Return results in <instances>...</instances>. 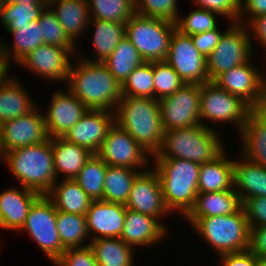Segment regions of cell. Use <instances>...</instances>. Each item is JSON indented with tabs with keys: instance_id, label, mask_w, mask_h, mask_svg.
Masks as SVG:
<instances>
[{
	"instance_id": "55",
	"label": "cell",
	"mask_w": 266,
	"mask_h": 266,
	"mask_svg": "<svg viewBox=\"0 0 266 266\" xmlns=\"http://www.w3.org/2000/svg\"><path fill=\"white\" fill-rule=\"evenodd\" d=\"M7 2L6 0H0V15H2V12L6 8Z\"/></svg>"
},
{
	"instance_id": "44",
	"label": "cell",
	"mask_w": 266,
	"mask_h": 266,
	"mask_svg": "<svg viewBox=\"0 0 266 266\" xmlns=\"http://www.w3.org/2000/svg\"><path fill=\"white\" fill-rule=\"evenodd\" d=\"M136 13L151 18H160L173 23L178 19L176 0H134Z\"/></svg>"
},
{
	"instance_id": "26",
	"label": "cell",
	"mask_w": 266,
	"mask_h": 266,
	"mask_svg": "<svg viewBox=\"0 0 266 266\" xmlns=\"http://www.w3.org/2000/svg\"><path fill=\"white\" fill-rule=\"evenodd\" d=\"M225 150L214 160L200 164L198 193L219 192L233 189L234 161L225 157Z\"/></svg>"
},
{
	"instance_id": "57",
	"label": "cell",
	"mask_w": 266,
	"mask_h": 266,
	"mask_svg": "<svg viewBox=\"0 0 266 266\" xmlns=\"http://www.w3.org/2000/svg\"><path fill=\"white\" fill-rule=\"evenodd\" d=\"M42 3H44L46 6H49L51 3H53L56 0H41Z\"/></svg>"
},
{
	"instance_id": "15",
	"label": "cell",
	"mask_w": 266,
	"mask_h": 266,
	"mask_svg": "<svg viewBox=\"0 0 266 266\" xmlns=\"http://www.w3.org/2000/svg\"><path fill=\"white\" fill-rule=\"evenodd\" d=\"M38 111L36 107L27 115L1 124L0 158L6 152L43 143L49 139L45 116Z\"/></svg>"
},
{
	"instance_id": "5",
	"label": "cell",
	"mask_w": 266,
	"mask_h": 266,
	"mask_svg": "<svg viewBox=\"0 0 266 266\" xmlns=\"http://www.w3.org/2000/svg\"><path fill=\"white\" fill-rule=\"evenodd\" d=\"M218 133L209 126L173 129L164 132L163 143L154 158H178L204 164L223 151Z\"/></svg>"
},
{
	"instance_id": "43",
	"label": "cell",
	"mask_w": 266,
	"mask_h": 266,
	"mask_svg": "<svg viewBox=\"0 0 266 266\" xmlns=\"http://www.w3.org/2000/svg\"><path fill=\"white\" fill-rule=\"evenodd\" d=\"M46 5L44 3L7 4L0 16L4 27L8 25H23L38 20Z\"/></svg>"
},
{
	"instance_id": "37",
	"label": "cell",
	"mask_w": 266,
	"mask_h": 266,
	"mask_svg": "<svg viewBox=\"0 0 266 266\" xmlns=\"http://www.w3.org/2000/svg\"><path fill=\"white\" fill-rule=\"evenodd\" d=\"M107 165L92 154L74 179L92 200H102Z\"/></svg>"
},
{
	"instance_id": "54",
	"label": "cell",
	"mask_w": 266,
	"mask_h": 266,
	"mask_svg": "<svg viewBox=\"0 0 266 266\" xmlns=\"http://www.w3.org/2000/svg\"><path fill=\"white\" fill-rule=\"evenodd\" d=\"M7 4H29V3H42L41 0H6Z\"/></svg>"
},
{
	"instance_id": "25",
	"label": "cell",
	"mask_w": 266,
	"mask_h": 266,
	"mask_svg": "<svg viewBox=\"0 0 266 266\" xmlns=\"http://www.w3.org/2000/svg\"><path fill=\"white\" fill-rule=\"evenodd\" d=\"M243 160L244 162L234 161L233 166V188L239 195L242 204L251 197H266V168L245 157Z\"/></svg>"
},
{
	"instance_id": "38",
	"label": "cell",
	"mask_w": 266,
	"mask_h": 266,
	"mask_svg": "<svg viewBox=\"0 0 266 266\" xmlns=\"http://www.w3.org/2000/svg\"><path fill=\"white\" fill-rule=\"evenodd\" d=\"M93 19L126 23L135 13L134 0H87ZM93 13H92V12Z\"/></svg>"
},
{
	"instance_id": "10",
	"label": "cell",
	"mask_w": 266,
	"mask_h": 266,
	"mask_svg": "<svg viewBox=\"0 0 266 266\" xmlns=\"http://www.w3.org/2000/svg\"><path fill=\"white\" fill-rule=\"evenodd\" d=\"M57 210L53 202L41 195L31 206L21 229L26 230L53 263L65 251L56 225Z\"/></svg>"
},
{
	"instance_id": "51",
	"label": "cell",
	"mask_w": 266,
	"mask_h": 266,
	"mask_svg": "<svg viewBox=\"0 0 266 266\" xmlns=\"http://www.w3.org/2000/svg\"><path fill=\"white\" fill-rule=\"evenodd\" d=\"M244 3H240V15H239V23L244 24L242 22L244 19L241 17L242 13L245 9V13L249 16V22L261 15L266 14V0H243ZM247 10V11H246Z\"/></svg>"
},
{
	"instance_id": "30",
	"label": "cell",
	"mask_w": 266,
	"mask_h": 266,
	"mask_svg": "<svg viewBox=\"0 0 266 266\" xmlns=\"http://www.w3.org/2000/svg\"><path fill=\"white\" fill-rule=\"evenodd\" d=\"M8 33L14 35V44L12 50L6 47L7 45L1 44V52H3L9 59L12 57L16 63H19L23 58H25L30 52L35 50L38 46L44 44L43 34L41 27H39L38 20L30 21L28 24L23 25H8L6 27ZM17 60V61H16Z\"/></svg>"
},
{
	"instance_id": "33",
	"label": "cell",
	"mask_w": 266,
	"mask_h": 266,
	"mask_svg": "<svg viewBox=\"0 0 266 266\" xmlns=\"http://www.w3.org/2000/svg\"><path fill=\"white\" fill-rule=\"evenodd\" d=\"M143 62L138 50L124 36L103 64L122 85L134 69Z\"/></svg>"
},
{
	"instance_id": "9",
	"label": "cell",
	"mask_w": 266,
	"mask_h": 266,
	"mask_svg": "<svg viewBox=\"0 0 266 266\" xmlns=\"http://www.w3.org/2000/svg\"><path fill=\"white\" fill-rule=\"evenodd\" d=\"M251 107L239 97L230 94L213 81L201 84L200 123L209 119L212 122H231L241 131L247 122Z\"/></svg>"
},
{
	"instance_id": "22",
	"label": "cell",
	"mask_w": 266,
	"mask_h": 266,
	"mask_svg": "<svg viewBox=\"0 0 266 266\" xmlns=\"http://www.w3.org/2000/svg\"><path fill=\"white\" fill-rule=\"evenodd\" d=\"M165 225L154 217L126 209L123 230L120 239L129 246H146L163 239Z\"/></svg>"
},
{
	"instance_id": "48",
	"label": "cell",
	"mask_w": 266,
	"mask_h": 266,
	"mask_svg": "<svg viewBox=\"0 0 266 266\" xmlns=\"http://www.w3.org/2000/svg\"><path fill=\"white\" fill-rule=\"evenodd\" d=\"M221 32L222 31L218 30L216 27L215 29L203 33L191 35L195 47L205 58L210 55L219 43L220 37L223 34Z\"/></svg>"
},
{
	"instance_id": "16",
	"label": "cell",
	"mask_w": 266,
	"mask_h": 266,
	"mask_svg": "<svg viewBox=\"0 0 266 266\" xmlns=\"http://www.w3.org/2000/svg\"><path fill=\"white\" fill-rule=\"evenodd\" d=\"M125 206L157 220L169 212L163 200L160 179L155 169L142 171L136 176Z\"/></svg>"
},
{
	"instance_id": "56",
	"label": "cell",
	"mask_w": 266,
	"mask_h": 266,
	"mask_svg": "<svg viewBox=\"0 0 266 266\" xmlns=\"http://www.w3.org/2000/svg\"><path fill=\"white\" fill-rule=\"evenodd\" d=\"M255 266H266V259H258Z\"/></svg>"
},
{
	"instance_id": "7",
	"label": "cell",
	"mask_w": 266,
	"mask_h": 266,
	"mask_svg": "<svg viewBox=\"0 0 266 266\" xmlns=\"http://www.w3.org/2000/svg\"><path fill=\"white\" fill-rule=\"evenodd\" d=\"M175 29L176 24L173 22L135 13L125 23V36L144 61H164Z\"/></svg>"
},
{
	"instance_id": "2",
	"label": "cell",
	"mask_w": 266,
	"mask_h": 266,
	"mask_svg": "<svg viewBox=\"0 0 266 266\" xmlns=\"http://www.w3.org/2000/svg\"><path fill=\"white\" fill-rule=\"evenodd\" d=\"M115 123L127 131L149 155L163 143L160 106L157 99L122 96L115 110Z\"/></svg>"
},
{
	"instance_id": "35",
	"label": "cell",
	"mask_w": 266,
	"mask_h": 266,
	"mask_svg": "<svg viewBox=\"0 0 266 266\" xmlns=\"http://www.w3.org/2000/svg\"><path fill=\"white\" fill-rule=\"evenodd\" d=\"M141 171L107 165L103 201L126 204L133 181Z\"/></svg>"
},
{
	"instance_id": "4",
	"label": "cell",
	"mask_w": 266,
	"mask_h": 266,
	"mask_svg": "<svg viewBox=\"0 0 266 266\" xmlns=\"http://www.w3.org/2000/svg\"><path fill=\"white\" fill-rule=\"evenodd\" d=\"M155 161L167 209L180 211L186 216L198 194L200 164L178 158H155Z\"/></svg>"
},
{
	"instance_id": "8",
	"label": "cell",
	"mask_w": 266,
	"mask_h": 266,
	"mask_svg": "<svg viewBox=\"0 0 266 266\" xmlns=\"http://www.w3.org/2000/svg\"><path fill=\"white\" fill-rule=\"evenodd\" d=\"M246 26L234 22L223 32L219 43L207 57L209 81H213L224 71L250 61L253 47Z\"/></svg>"
},
{
	"instance_id": "36",
	"label": "cell",
	"mask_w": 266,
	"mask_h": 266,
	"mask_svg": "<svg viewBox=\"0 0 266 266\" xmlns=\"http://www.w3.org/2000/svg\"><path fill=\"white\" fill-rule=\"evenodd\" d=\"M56 225L64 249L86 247L81 245L89 236L85 215L57 210Z\"/></svg>"
},
{
	"instance_id": "49",
	"label": "cell",
	"mask_w": 266,
	"mask_h": 266,
	"mask_svg": "<svg viewBox=\"0 0 266 266\" xmlns=\"http://www.w3.org/2000/svg\"><path fill=\"white\" fill-rule=\"evenodd\" d=\"M222 266H255L258 257L249 249L221 255Z\"/></svg>"
},
{
	"instance_id": "59",
	"label": "cell",
	"mask_w": 266,
	"mask_h": 266,
	"mask_svg": "<svg viewBox=\"0 0 266 266\" xmlns=\"http://www.w3.org/2000/svg\"><path fill=\"white\" fill-rule=\"evenodd\" d=\"M0 143H1V124H0Z\"/></svg>"
},
{
	"instance_id": "39",
	"label": "cell",
	"mask_w": 266,
	"mask_h": 266,
	"mask_svg": "<svg viewBox=\"0 0 266 266\" xmlns=\"http://www.w3.org/2000/svg\"><path fill=\"white\" fill-rule=\"evenodd\" d=\"M122 96L154 98L153 62L144 61L122 84Z\"/></svg>"
},
{
	"instance_id": "6",
	"label": "cell",
	"mask_w": 266,
	"mask_h": 266,
	"mask_svg": "<svg viewBox=\"0 0 266 266\" xmlns=\"http://www.w3.org/2000/svg\"><path fill=\"white\" fill-rule=\"evenodd\" d=\"M192 225L219 255L249 249L250 227L243 207L229 215L198 218Z\"/></svg>"
},
{
	"instance_id": "32",
	"label": "cell",
	"mask_w": 266,
	"mask_h": 266,
	"mask_svg": "<svg viewBox=\"0 0 266 266\" xmlns=\"http://www.w3.org/2000/svg\"><path fill=\"white\" fill-rule=\"evenodd\" d=\"M98 266H133V247L120 238H102L90 241Z\"/></svg>"
},
{
	"instance_id": "24",
	"label": "cell",
	"mask_w": 266,
	"mask_h": 266,
	"mask_svg": "<svg viewBox=\"0 0 266 266\" xmlns=\"http://www.w3.org/2000/svg\"><path fill=\"white\" fill-rule=\"evenodd\" d=\"M241 133L243 157L266 168V110L263 107L251 109Z\"/></svg>"
},
{
	"instance_id": "27",
	"label": "cell",
	"mask_w": 266,
	"mask_h": 266,
	"mask_svg": "<svg viewBox=\"0 0 266 266\" xmlns=\"http://www.w3.org/2000/svg\"><path fill=\"white\" fill-rule=\"evenodd\" d=\"M53 161L56 176L65 174V179H75L93 153L62 137L52 138Z\"/></svg>"
},
{
	"instance_id": "19",
	"label": "cell",
	"mask_w": 266,
	"mask_h": 266,
	"mask_svg": "<svg viewBox=\"0 0 266 266\" xmlns=\"http://www.w3.org/2000/svg\"><path fill=\"white\" fill-rule=\"evenodd\" d=\"M126 209L125 204L93 200L85 214L89 235L95 233L91 240L120 238Z\"/></svg>"
},
{
	"instance_id": "47",
	"label": "cell",
	"mask_w": 266,
	"mask_h": 266,
	"mask_svg": "<svg viewBox=\"0 0 266 266\" xmlns=\"http://www.w3.org/2000/svg\"><path fill=\"white\" fill-rule=\"evenodd\" d=\"M242 205L250 228L266 226V197H251Z\"/></svg>"
},
{
	"instance_id": "42",
	"label": "cell",
	"mask_w": 266,
	"mask_h": 266,
	"mask_svg": "<svg viewBox=\"0 0 266 266\" xmlns=\"http://www.w3.org/2000/svg\"><path fill=\"white\" fill-rule=\"evenodd\" d=\"M212 11L203 8H197L185 18H179L176 21V29L185 35H195L203 33L217 27L214 15H218Z\"/></svg>"
},
{
	"instance_id": "12",
	"label": "cell",
	"mask_w": 266,
	"mask_h": 266,
	"mask_svg": "<svg viewBox=\"0 0 266 266\" xmlns=\"http://www.w3.org/2000/svg\"><path fill=\"white\" fill-rule=\"evenodd\" d=\"M185 84H203L209 81L207 58L195 47L191 35L182 34L175 29L165 60Z\"/></svg>"
},
{
	"instance_id": "41",
	"label": "cell",
	"mask_w": 266,
	"mask_h": 266,
	"mask_svg": "<svg viewBox=\"0 0 266 266\" xmlns=\"http://www.w3.org/2000/svg\"><path fill=\"white\" fill-rule=\"evenodd\" d=\"M154 99L172 95L185 83L172 66L164 61H153Z\"/></svg>"
},
{
	"instance_id": "34",
	"label": "cell",
	"mask_w": 266,
	"mask_h": 266,
	"mask_svg": "<svg viewBox=\"0 0 266 266\" xmlns=\"http://www.w3.org/2000/svg\"><path fill=\"white\" fill-rule=\"evenodd\" d=\"M90 20L95 25L93 46L95 47L97 60H89L86 57L81 58L89 62H101L103 63L118 45L119 41L125 36V23H117L114 21H105L93 19Z\"/></svg>"
},
{
	"instance_id": "58",
	"label": "cell",
	"mask_w": 266,
	"mask_h": 266,
	"mask_svg": "<svg viewBox=\"0 0 266 266\" xmlns=\"http://www.w3.org/2000/svg\"><path fill=\"white\" fill-rule=\"evenodd\" d=\"M263 108L266 110V81H265V100H264Z\"/></svg>"
},
{
	"instance_id": "13",
	"label": "cell",
	"mask_w": 266,
	"mask_h": 266,
	"mask_svg": "<svg viewBox=\"0 0 266 266\" xmlns=\"http://www.w3.org/2000/svg\"><path fill=\"white\" fill-rule=\"evenodd\" d=\"M265 77L248 61L218 75L215 82L230 94L239 97L252 109L263 107Z\"/></svg>"
},
{
	"instance_id": "23",
	"label": "cell",
	"mask_w": 266,
	"mask_h": 266,
	"mask_svg": "<svg viewBox=\"0 0 266 266\" xmlns=\"http://www.w3.org/2000/svg\"><path fill=\"white\" fill-rule=\"evenodd\" d=\"M242 201L235 189L198 193L195 204L185 216L190 224L198 218L229 215L242 208Z\"/></svg>"
},
{
	"instance_id": "1",
	"label": "cell",
	"mask_w": 266,
	"mask_h": 266,
	"mask_svg": "<svg viewBox=\"0 0 266 266\" xmlns=\"http://www.w3.org/2000/svg\"><path fill=\"white\" fill-rule=\"evenodd\" d=\"M78 61L77 66L70 65L68 89L88 109L115 112L122 97V85L103 63L82 58Z\"/></svg>"
},
{
	"instance_id": "3",
	"label": "cell",
	"mask_w": 266,
	"mask_h": 266,
	"mask_svg": "<svg viewBox=\"0 0 266 266\" xmlns=\"http://www.w3.org/2000/svg\"><path fill=\"white\" fill-rule=\"evenodd\" d=\"M3 159L20 181L21 187L46 195L56 182L52 138L43 143L6 152L0 158L1 161Z\"/></svg>"
},
{
	"instance_id": "18",
	"label": "cell",
	"mask_w": 266,
	"mask_h": 266,
	"mask_svg": "<svg viewBox=\"0 0 266 266\" xmlns=\"http://www.w3.org/2000/svg\"><path fill=\"white\" fill-rule=\"evenodd\" d=\"M53 95L45 116L49 138L63 137L89 110L69 89Z\"/></svg>"
},
{
	"instance_id": "45",
	"label": "cell",
	"mask_w": 266,
	"mask_h": 266,
	"mask_svg": "<svg viewBox=\"0 0 266 266\" xmlns=\"http://www.w3.org/2000/svg\"><path fill=\"white\" fill-rule=\"evenodd\" d=\"M57 266H98L89 244L82 248H68L54 262Z\"/></svg>"
},
{
	"instance_id": "46",
	"label": "cell",
	"mask_w": 266,
	"mask_h": 266,
	"mask_svg": "<svg viewBox=\"0 0 266 266\" xmlns=\"http://www.w3.org/2000/svg\"><path fill=\"white\" fill-rule=\"evenodd\" d=\"M199 8L206 9L239 22L241 0H194ZM234 19V20H233Z\"/></svg>"
},
{
	"instance_id": "17",
	"label": "cell",
	"mask_w": 266,
	"mask_h": 266,
	"mask_svg": "<svg viewBox=\"0 0 266 266\" xmlns=\"http://www.w3.org/2000/svg\"><path fill=\"white\" fill-rule=\"evenodd\" d=\"M113 115L115 113L108 110L89 109L62 138L97 154L108 129L115 122Z\"/></svg>"
},
{
	"instance_id": "11",
	"label": "cell",
	"mask_w": 266,
	"mask_h": 266,
	"mask_svg": "<svg viewBox=\"0 0 266 266\" xmlns=\"http://www.w3.org/2000/svg\"><path fill=\"white\" fill-rule=\"evenodd\" d=\"M200 84H184L172 95L159 99L164 132L200 123Z\"/></svg>"
},
{
	"instance_id": "50",
	"label": "cell",
	"mask_w": 266,
	"mask_h": 266,
	"mask_svg": "<svg viewBox=\"0 0 266 266\" xmlns=\"http://www.w3.org/2000/svg\"><path fill=\"white\" fill-rule=\"evenodd\" d=\"M249 250L260 259H266V226L250 228Z\"/></svg>"
},
{
	"instance_id": "40",
	"label": "cell",
	"mask_w": 266,
	"mask_h": 266,
	"mask_svg": "<svg viewBox=\"0 0 266 266\" xmlns=\"http://www.w3.org/2000/svg\"><path fill=\"white\" fill-rule=\"evenodd\" d=\"M46 6L38 19L43 34L44 44L67 49L71 54L75 51V43L67 36L52 9Z\"/></svg>"
},
{
	"instance_id": "53",
	"label": "cell",
	"mask_w": 266,
	"mask_h": 266,
	"mask_svg": "<svg viewBox=\"0 0 266 266\" xmlns=\"http://www.w3.org/2000/svg\"><path fill=\"white\" fill-rule=\"evenodd\" d=\"M9 65V58L3 53L0 52V88L7 85L13 78H9L7 75ZM9 78V79H8Z\"/></svg>"
},
{
	"instance_id": "31",
	"label": "cell",
	"mask_w": 266,
	"mask_h": 266,
	"mask_svg": "<svg viewBox=\"0 0 266 266\" xmlns=\"http://www.w3.org/2000/svg\"><path fill=\"white\" fill-rule=\"evenodd\" d=\"M23 88L16 78L0 88V124L27 115L35 109L37 104Z\"/></svg>"
},
{
	"instance_id": "21",
	"label": "cell",
	"mask_w": 266,
	"mask_h": 266,
	"mask_svg": "<svg viewBox=\"0 0 266 266\" xmlns=\"http://www.w3.org/2000/svg\"><path fill=\"white\" fill-rule=\"evenodd\" d=\"M0 194V228L21 230L32 204L41 196L36 191L22 187Z\"/></svg>"
},
{
	"instance_id": "29",
	"label": "cell",
	"mask_w": 266,
	"mask_h": 266,
	"mask_svg": "<svg viewBox=\"0 0 266 266\" xmlns=\"http://www.w3.org/2000/svg\"><path fill=\"white\" fill-rule=\"evenodd\" d=\"M58 3V4H57ZM57 4V10L52 9L58 22L67 36L75 42L85 26H90V14L87 0H57L49 5Z\"/></svg>"
},
{
	"instance_id": "28",
	"label": "cell",
	"mask_w": 266,
	"mask_h": 266,
	"mask_svg": "<svg viewBox=\"0 0 266 266\" xmlns=\"http://www.w3.org/2000/svg\"><path fill=\"white\" fill-rule=\"evenodd\" d=\"M55 182L46 196L53 202L58 211L85 215L93 201L74 180L64 179L60 184Z\"/></svg>"
},
{
	"instance_id": "52",
	"label": "cell",
	"mask_w": 266,
	"mask_h": 266,
	"mask_svg": "<svg viewBox=\"0 0 266 266\" xmlns=\"http://www.w3.org/2000/svg\"><path fill=\"white\" fill-rule=\"evenodd\" d=\"M247 25L248 28L250 26L251 31L255 33L254 36L266 48V14L252 19Z\"/></svg>"
},
{
	"instance_id": "20",
	"label": "cell",
	"mask_w": 266,
	"mask_h": 266,
	"mask_svg": "<svg viewBox=\"0 0 266 266\" xmlns=\"http://www.w3.org/2000/svg\"><path fill=\"white\" fill-rule=\"evenodd\" d=\"M71 53L62 47L49 44L38 46L18 64L29 68L34 73L55 80H68Z\"/></svg>"
},
{
	"instance_id": "14",
	"label": "cell",
	"mask_w": 266,
	"mask_h": 266,
	"mask_svg": "<svg viewBox=\"0 0 266 266\" xmlns=\"http://www.w3.org/2000/svg\"><path fill=\"white\" fill-rule=\"evenodd\" d=\"M148 154L127 131L115 122L108 129L106 138L97 152L106 165L134 170L148 165Z\"/></svg>"
}]
</instances>
